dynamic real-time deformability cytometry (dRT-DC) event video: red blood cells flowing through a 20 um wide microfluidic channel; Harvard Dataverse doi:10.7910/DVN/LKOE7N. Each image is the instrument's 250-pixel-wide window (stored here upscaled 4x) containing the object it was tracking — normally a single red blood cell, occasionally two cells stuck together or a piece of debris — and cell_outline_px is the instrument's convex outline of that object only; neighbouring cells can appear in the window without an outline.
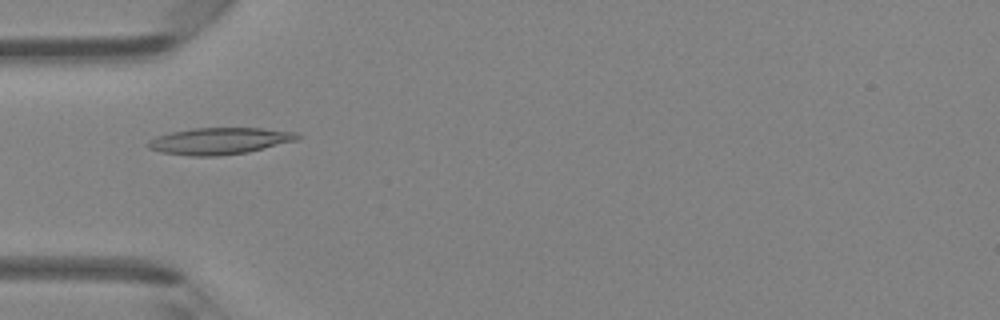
{"species": "Egyptian fruit bat (a non-hibernating species)", "species_latin": "Rousettus aegyptiacus", "temperature_condition": "room temperature", "stored_images_in_passage": 41, "camera_frame_rate_fps": 3000, "um_per_image_px": 0.085, "animal": {"sex": "female"}, "frame": {"image": 1, "passage_image": 9, "time_ms": 2.667, "image_size_px": [1000, 320], "cell_outline_px": [[300, 136], [296, 140], [248, 152], [216, 156], [192, 156], [160, 152], [148, 148], [148, 140], [156, 136], [172, 132], [192, 128], [260, 128], [296, 132]], "centroid_in_image_um": [18.62, 11.98], "position_along_channel_um": 66.4, "area_um2": 23.06}}
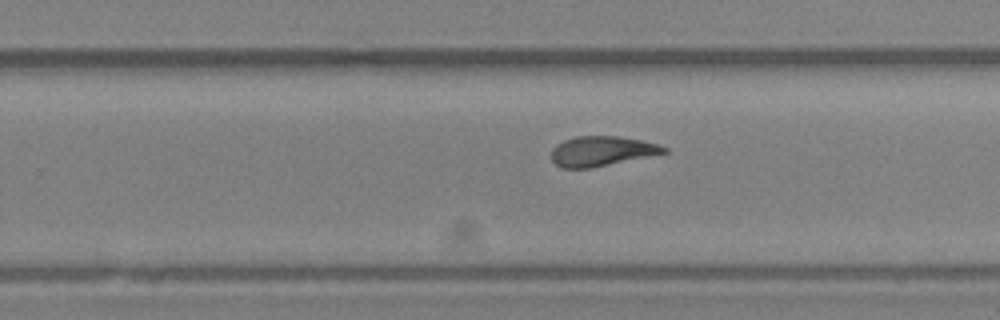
{"frame": {"image": 2, "passage_image": 24, "time_ms": 7.667, "image_size_px": [1000, 320], "cell_outline_px": [[668, 152], [588, 168], [564, 168], [556, 164], [552, 160], [552, 148], [556, 144], [564, 140], [576, 136], [616, 136], [640, 140], [656, 144], [668, 148]], "centroid_in_image_um": [51.1, 12.83], "position_along_channel_um": 278.7, "area_um2": 19.19}}
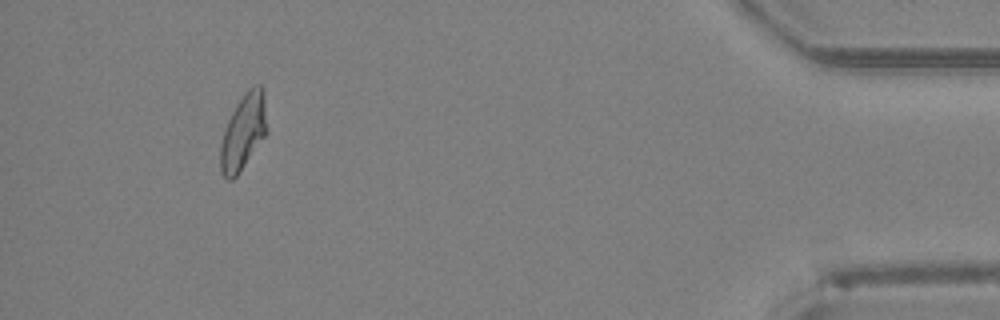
{"frame": {"image": 3, "passage_image": 38, "time_ms": 12.333, "image_size_px": [1000, 320], "cell_outline_px": [[268, 128], [264, 136], [236, 176], [232, 180], [228, 180], [220, 172], [220, 144], [224, 128], [236, 104], [244, 92], [252, 84], [260, 84], [264, 88]], "centroid_in_image_um": [20.69, 11.14], "position_along_channel_um": 414.5, "area_um2": 20.69}, "authors_computed_cell_mechanics": {"area_um2": 20.6924, "velocity_mm_per_s": 4.2665, "shape_relaxation_time_tau1_ms": null, "shape_relaxation_time_tau2_ms": 1.6814, "deformation_change_tau1": null, "deformation_change_tau2": 0.0843}}